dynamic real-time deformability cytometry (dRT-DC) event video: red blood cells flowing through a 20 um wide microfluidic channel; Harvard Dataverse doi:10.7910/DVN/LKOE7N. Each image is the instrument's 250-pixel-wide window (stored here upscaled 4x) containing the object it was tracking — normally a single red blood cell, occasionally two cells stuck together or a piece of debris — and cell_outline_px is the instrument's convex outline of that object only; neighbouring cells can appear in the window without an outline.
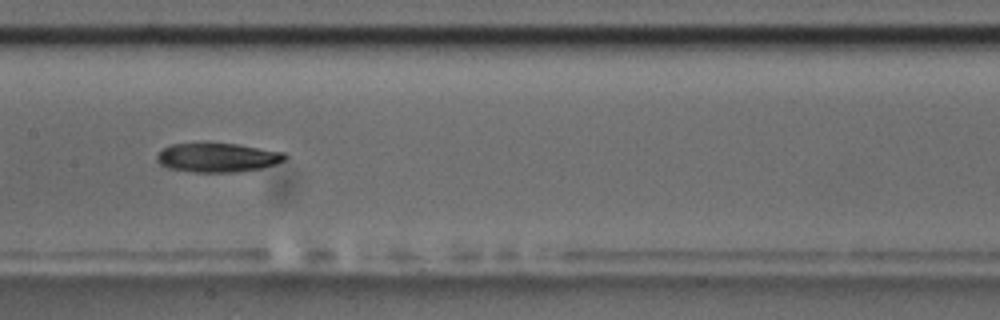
{"species": "common noctule bat (a hibernating species)", "species_latin": "Nyctalus noctula", "temperature_condition": "room temperature", "stored_images_in_passage": 39, "camera_frame_rate_fps": 3000, "um_per_image_px": 0.085, "animal": {"sex": "male", "body_mass_g": 17.5, "forearm_length_mm": 52.3}, "frame": {"image": 1, "passage_image": 12, "time_ms": 3.667, "image_size_px": [1000, 320], "cell_outline_px": [[288, 156], [284, 160], [276, 164], [260, 168], [236, 172], [196, 172], [168, 168], [160, 164], [156, 160], [156, 156], [164, 148], [172, 144], [236, 144], [284, 152]], "centroid_in_image_um": [18.5, 13.4], "position_along_channel_um": 188.9, "area_um2": 21.39}, "authors_computed_cell_mechanics": {"area_um2": 22.3686, "velocity_mm_per_s": 3.7037, "shape_relaxation_time_tau1_ms": 4.4057, "shape_relaxation_time_tau2_ms": 3.7578, "deformation_change_tau1": 0.2059, "deformation_change_tau2": 0.1156}}